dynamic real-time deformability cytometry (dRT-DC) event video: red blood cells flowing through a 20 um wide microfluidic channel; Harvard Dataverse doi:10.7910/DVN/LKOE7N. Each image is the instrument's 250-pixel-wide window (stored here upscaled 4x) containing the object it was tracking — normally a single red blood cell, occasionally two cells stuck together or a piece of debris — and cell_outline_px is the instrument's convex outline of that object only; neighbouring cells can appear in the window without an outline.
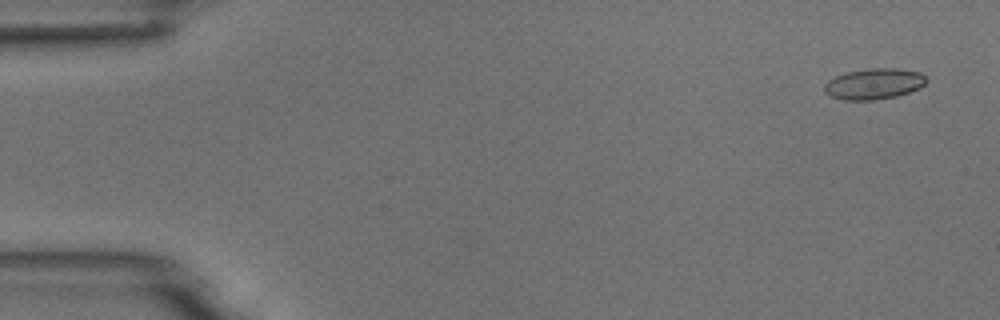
{"species": "common noctule bat (a hibernating species)", "species_latin": "Nyctalus noctula", "temperature_condition": "room temperature", "stored_images_in_passage": 8, "camera_frame_rate_fps": 3000, "um_per_image_px": 0.085, "animal": {"sex": "male", "body_mass_g": 18.8}, "frame": {"image": 1, "passage_image": 1, "time_ms": 0.0, "image_size_px": [1000, 320], "cell_outline_px": [[928, 80], [920, 88], [896, 96], [872, 100], [844, 100], [832, 96], [824, 92], [824, 84], [828, 80], [836, 76], [848, 72], [868, 68], [896, 68], [920, 72]], "centroid_in_image_um": [74.29, 7.12], "position_along_channel_um": 10.7, "area_um2": 18.26}}
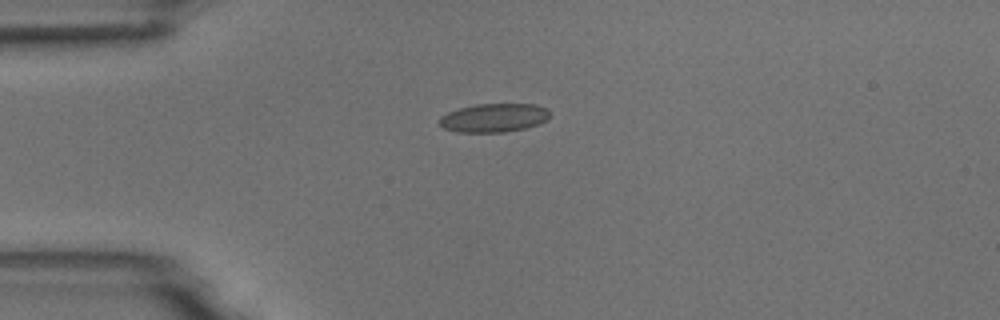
{"frame": {"image": 2, "passage_image": 4, "time_ms": 3.667, "image_size_px": [1000, 320], "cell_outline_px": [[548, 120], [524, 128], [504, 132], [460, 132], [444, 128], [440, 124], [440, 116], [448, 112], [460, 108], [476, 104], [536, 104], [548, 108]], "centroid_in_image_um": [41.99, 10.0], "position_along_channel_um": 43.0, "area_um2": 18.26}}